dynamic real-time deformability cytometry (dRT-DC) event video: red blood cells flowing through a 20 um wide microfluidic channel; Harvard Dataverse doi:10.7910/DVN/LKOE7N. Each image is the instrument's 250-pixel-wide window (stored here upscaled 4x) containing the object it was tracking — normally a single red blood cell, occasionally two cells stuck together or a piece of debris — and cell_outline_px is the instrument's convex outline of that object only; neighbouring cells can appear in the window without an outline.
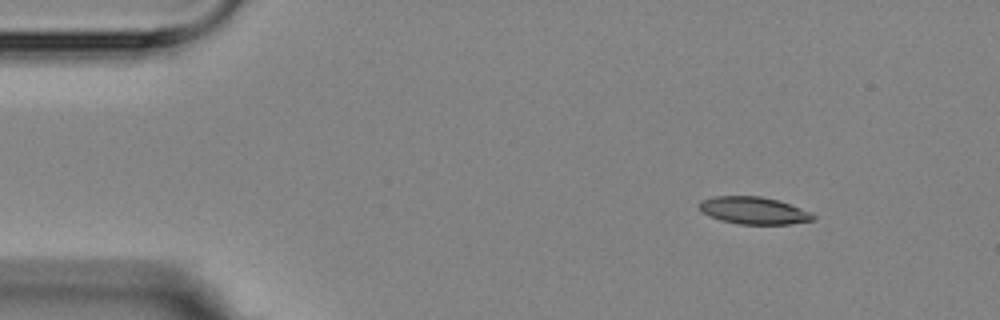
{"species": "Egyptian fruit bat (a non-hibernating species)", "species_latin": "Rousettus aegyptiacus", "temperature_condition": "room temperature", "stored_images_in_passage": 4, "camera_frame_rate_fps": 3000, "um_per_image_px": 0.085, "animal": {"sex": "female"}, "frame": {"image": 1, "passage_image": 1, "time_ms": 0.0, "image_size_px": [1000, 320], "cell_outline_px": [[816, 220], [788, 224], [740, 224], [720, 220], [708, 216], [700, 212], [700, 200], [712, 196], [760, 196], [776, 200], [812, 212], [816, 216]], "centroid_in_image_um": [64.05, 17.9], "position_along_channel_um": 21.0, "area_um2": 18.15}}
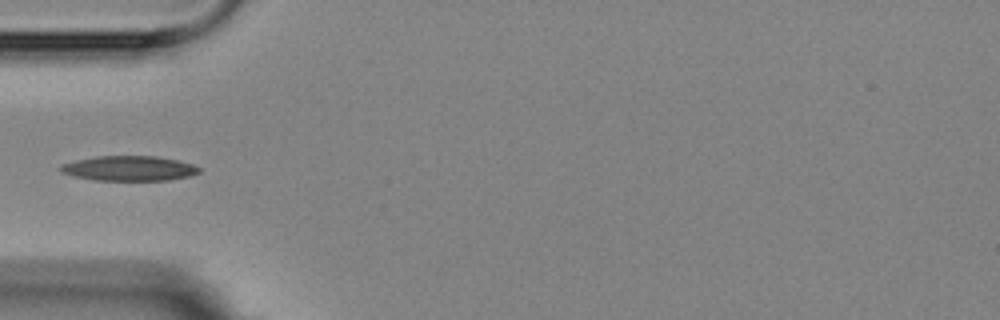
{"frame": {"image": 2, "passage_image": 4, "time_ms": 3.667, "image_size_px": [1000, 320], "cell_outline_px": [[200, 172], [188, 176], [168, 180], [96, 180], [72, 176], [60, 172], [60, 164], [76, 160], [96, 156], [156, 156], [176, 160], [192, 164], [200, 168]], "centroid_in_image_um": [10.93, 14.31], "position_along_channel_um": 74.1, "area_um2": 20.06}}